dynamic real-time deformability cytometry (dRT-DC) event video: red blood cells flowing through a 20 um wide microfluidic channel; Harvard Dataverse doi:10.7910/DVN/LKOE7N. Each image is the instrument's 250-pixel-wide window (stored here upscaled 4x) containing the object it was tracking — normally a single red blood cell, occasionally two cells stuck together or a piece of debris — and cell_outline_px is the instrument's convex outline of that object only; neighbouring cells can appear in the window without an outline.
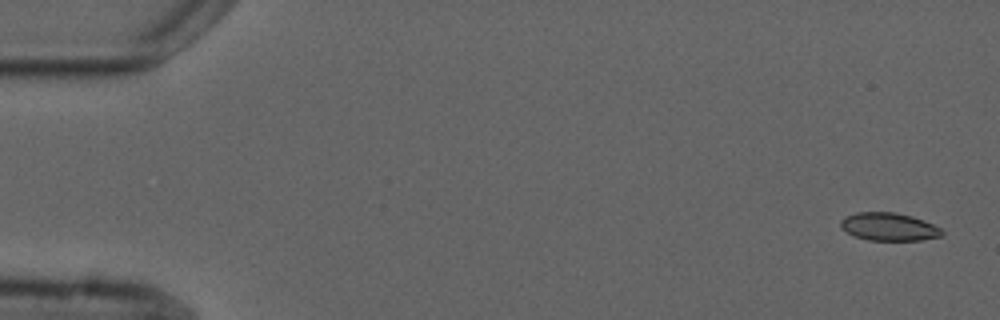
{"species": "common noctule bat (a hibernating species)", "species_latin": "Nyctalus noctula", "temperature_condition": "cold", "stored_images_in_passage": 5, "camera_frame_rate_fps": 3000, "um_per_image_px": 0.085, "animal": {"sex": "male", "forearm_length_mm": 52.5}, "frame": {"image": 1, "passage_image": 1, "time_ms": 0.0, "image_size_px": [1000, 320], "cell_outline_px": [[944, 236], [920, 240], [868, 240], [852, 236], [840, 228], [840, 220], [844, 216], [856, 212], [896, 212], [912, 216], [924, 220], [940, 228], [944, 232]], "centroid_in_image_um": [75.52, 19.27], "position_along_channel_um": 9.5, "area_um2": 16.76}}
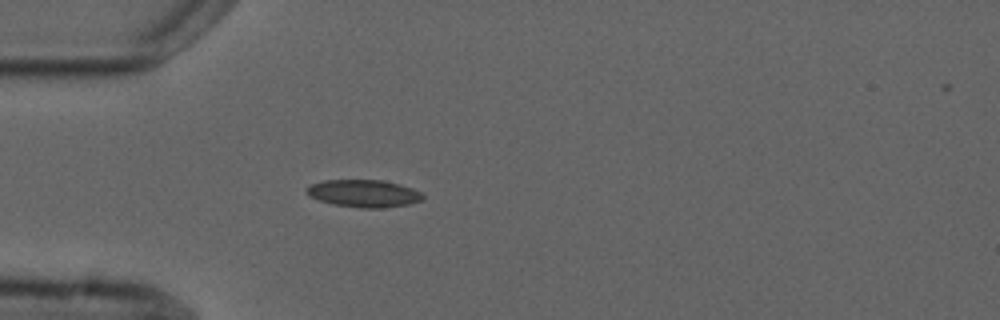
{"frame": {"image": 2, "passage_image": 5, "time_ms": 4.667, "image_size_px": [1000, 320], "cell_outline_px": [[424, 200], [408, 204], [380, 208], [360, 208], [332, 204], [308, 196], [304, 192], [304, 188], [312, 184], [324, 180], [380, 180], [400, 184], [412, 188], [420, 192], [424, 196]], "centroid_in_image_um": [30.89, 16.44], "position_along_channel_um": 54.1, "area_um2": 18.67}}